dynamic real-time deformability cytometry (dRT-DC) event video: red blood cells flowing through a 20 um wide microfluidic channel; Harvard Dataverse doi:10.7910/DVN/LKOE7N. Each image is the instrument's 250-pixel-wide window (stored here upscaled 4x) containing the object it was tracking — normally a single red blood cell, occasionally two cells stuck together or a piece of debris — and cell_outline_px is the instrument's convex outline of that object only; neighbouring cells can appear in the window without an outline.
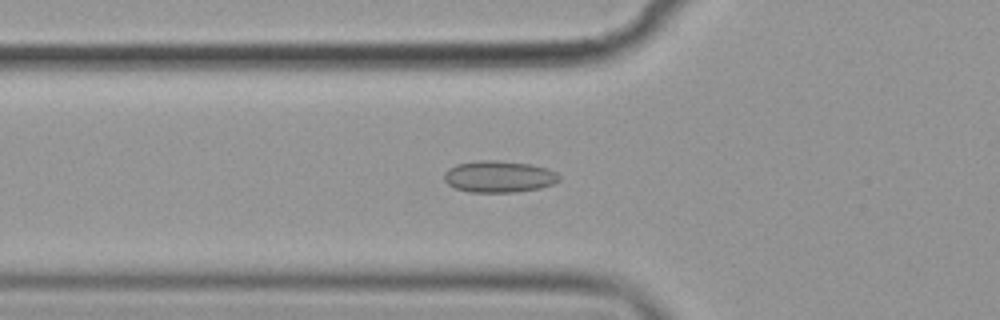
{"species": "common noctule bat (a hibernating species)", "species_latin": "Nyctalus noctula", "temperature_condition": "cold", "stored_images_in_passage": 49, "camera_frame_rate_fps": 3000, "um_per_image_px": 0.085, "animal": {"sex": "female", "body_mass_g": 19.9}, "frame": {"image": 1, "passage_image": 13, "time_ms": 4.0, "image_size_px": [1000, 320], "cell_outline_px": [[560, 180], [552, 184], [540, 188], [516, 192], [468, 192], [456, 188], [448, 184], [444, 180], [444, 172], [448, 168], [456, 164], [480, 160], [496, 160], [532, 164], [548, 168], [556, 172], [560, 176]], "centroid_in_image_um": [42.41, 15.0], "position_along_channel_um": 83.4, "area_um2": 21.39}}
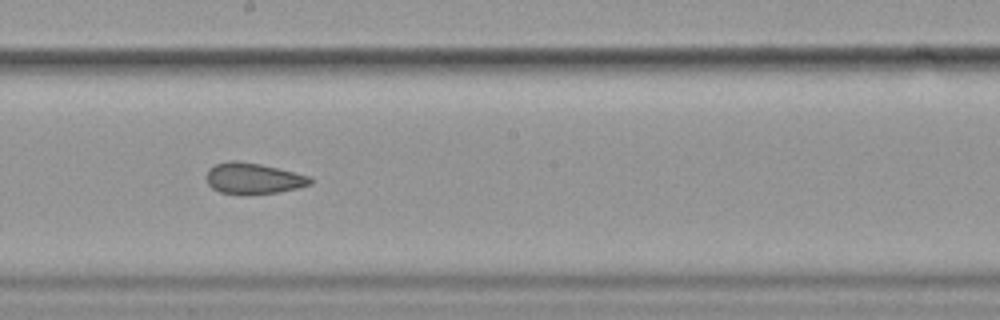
{"frame": {"image": 2, "passage_image": 25, "time_ms": 8.0, "image_size_px": [1000, 320], "cell_outline_px": [[312, 184], [280, 192], [220, 192], [212, 188], [208, 184], [204, 176], [208, 168], [216, 164], [232, 160], [236, 160], [260, 164], [308, 176], [312, 180]], "centroid_in_image_um": [21.47, 15.13], "position_along_channel_um": 226.7, "area_um2": 18.15}}
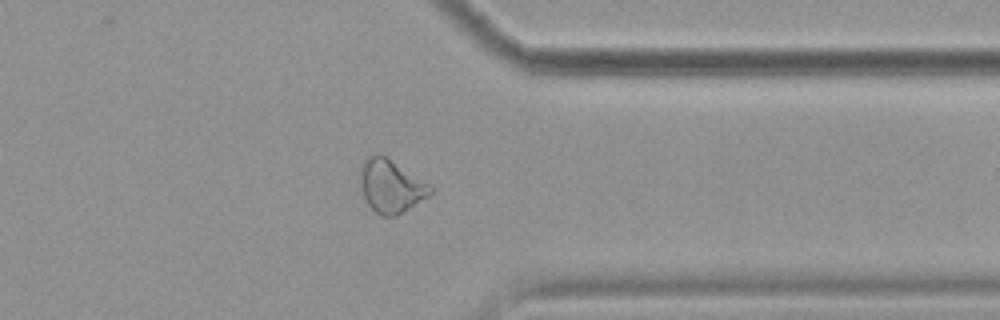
{"frame": {"image": 3, "passage_image": 38, "time_ms": 12.333, "image_size_px": [1000, 320], "cell_outline_px": [[432, 192], [428, 196], [396, 216], [380, 216], [368, 204], [364, 196], [360, 172], [360, 168], [364, 160], [368, 156], [384, 156], [428, 184], [432, 188]], "centroid_in_image_um": [33.21, 15.85], "position_along_channel_um": 378.2, "area_um2": 20.75}, "authors_computed_cell_mechanics": {"area_um2": 20.6924, "velocity_mm_per_s": 3.5795, "shape_relaxation_time_tau1_ms": null, "shape_relaxation_time_tau2_ms": 2.6225, "deformation_change_tau1": null, "deformation_change_tau2": 0.0807}}